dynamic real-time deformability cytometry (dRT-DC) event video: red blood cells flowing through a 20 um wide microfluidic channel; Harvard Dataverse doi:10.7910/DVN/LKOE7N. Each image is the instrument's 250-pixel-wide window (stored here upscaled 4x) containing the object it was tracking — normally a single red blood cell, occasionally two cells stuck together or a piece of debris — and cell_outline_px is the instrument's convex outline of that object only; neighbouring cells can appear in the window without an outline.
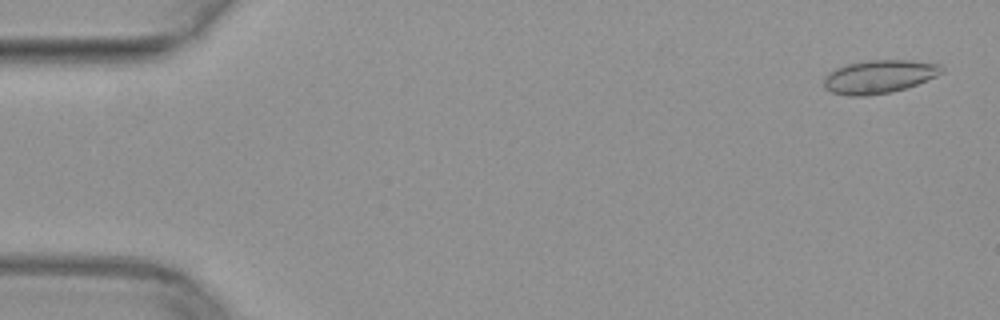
{"species": "common noctule bat (a hibernating species)", "species_latin": "Nyctalus noctula", "temperature_condition": "warm", "stored_images_in_passage": 19, "camera_frame_rate_fps": 3000, "um_per_image_px": 0.085, "animal": {"sex": "female", "body_mass_g": 29.2, "forearm_length_mm": 56.3}, "frame": {"image": 1, "passage_image": 2, "time_ms": 0.333, "image_size_px": [1000, 320], "cell_outline_px": [[944, 72], [936, 76], [916, 84], [892, 92], [868, 96], [848, 96], [832, 92], [824, 88], [824, 76], [828, 72], [836, 68], [848, 64], [868, 60], [908, 60], [940, 64], [944, 68]], "centroid_in_image_um": [74.7, 6.52], "position_along_channel_um": 10.3, "area_um2": 22.89}}
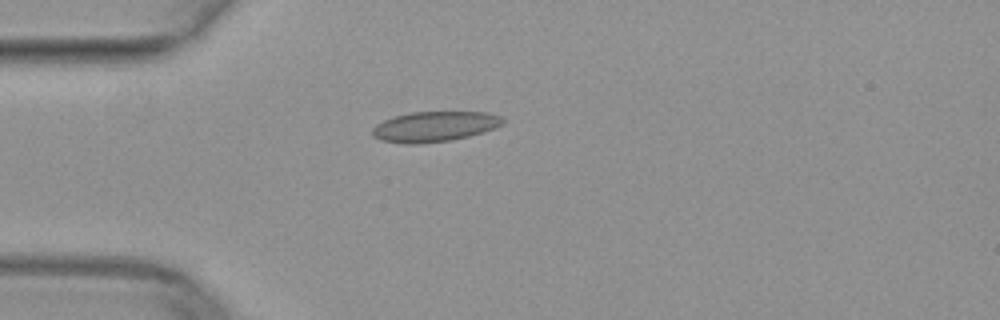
{"frame": {"image": 2, "passage_image": 14, "time_ms": 4.333, "image_size_px": [1000, 320], "cell_outline_px": [[504, 124], [496, 128], [484, 132], [452, 140], [416, 144], [408, 144], [380, 140], [372, 136], [372, 128], [376, 124], [392, 116], [408, 112], [488, 112], [500, 116], [504, 120]], "centroid_in_image_um": [36.93, 10.75], "position_along_channel_um": 48.1, "area_um2": 23.24}}
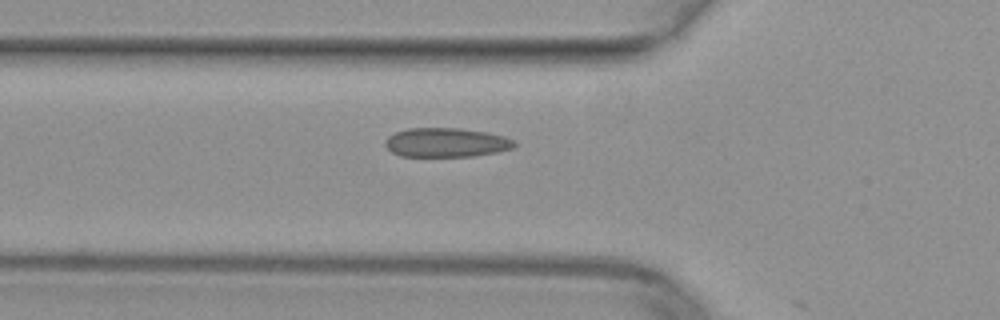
{"frame": {"image": 3, "passage_image": 18, "time_ms": 5.667, "image_size_px": [1000, 320], "cell_outline_px": [[516, 144], [512, 148], [496, 152], [472, 156], [400, 156], [392, 152], [384, 144], [384, 140], [388, 136], [396, 132], [408, 128], [460, 128], [488, 132], [504, 136], [516, 140]], "centroid_in_image_um": [37.93, 12.1], "position_along_channel_um": 87.9, "area_um2": 22.02}}